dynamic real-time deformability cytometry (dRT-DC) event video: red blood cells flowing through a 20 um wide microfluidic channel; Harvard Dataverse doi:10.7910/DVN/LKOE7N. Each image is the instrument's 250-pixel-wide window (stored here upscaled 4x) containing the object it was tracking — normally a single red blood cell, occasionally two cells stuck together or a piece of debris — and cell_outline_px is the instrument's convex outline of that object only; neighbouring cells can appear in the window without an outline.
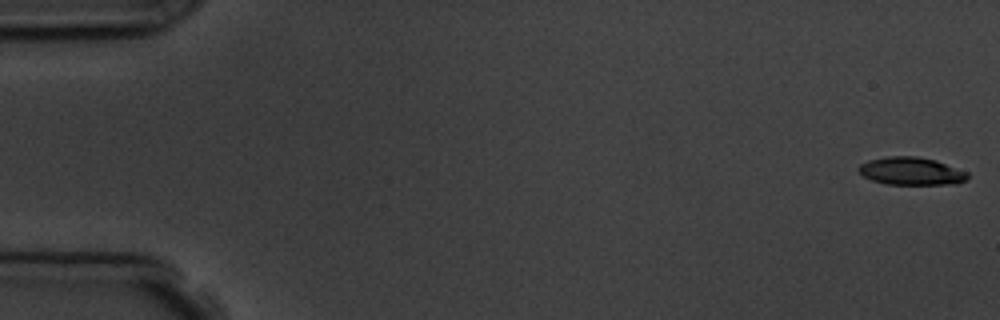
{"species": "common noctule bat (a hibernating species)", "species_latin": "Nyctalus noctula", "temperature_condition": "room temperature", "stored_images_in_passage": 9, "camera_frame_rate_fps": 3000, "um_per_image_px": 0.085, "animal": {"sex": "male", "body_mass_g": 19.5, "forearm_length_mm": 54.6}, "frame": {"image": 1, "passage_image": 1, "time_ms": 0.0, "image_size_px": [1000, 320], "cell_outline_px": [[968, 180], [956, 184], [888, 184], [872, 180], [864, 176], [856, 168], [860, 164], [868, 160], [888, 156], [916, 156], [936, 160], [968, 172]], "centroid_in_image_um": [77.47, 14.54], "position_along_channel_um": 7.5, "area_um2": 17.69}}
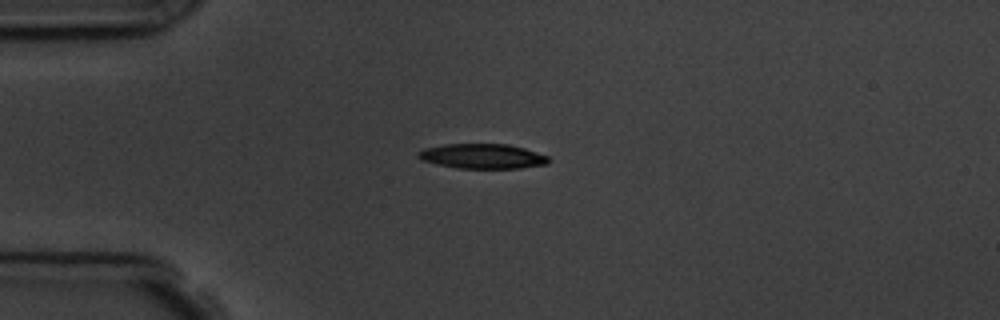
{"frame": {"image": 2, "passage_image": 4, "time_ms": 4.333, "image_size_px": [1000, 320], "cell_outline_px": [[548, 164], [520, 168], [456, 168], [436, 164], [424, 160], [416, 156], [416, 152], [424, 148], [444, 144], [508, 144], [524, 148], [548, 156]], "centroid_in_image_um": [40.98, 13.27], "position_along_channel_um": 44.0, "area_um2": 18.84}}